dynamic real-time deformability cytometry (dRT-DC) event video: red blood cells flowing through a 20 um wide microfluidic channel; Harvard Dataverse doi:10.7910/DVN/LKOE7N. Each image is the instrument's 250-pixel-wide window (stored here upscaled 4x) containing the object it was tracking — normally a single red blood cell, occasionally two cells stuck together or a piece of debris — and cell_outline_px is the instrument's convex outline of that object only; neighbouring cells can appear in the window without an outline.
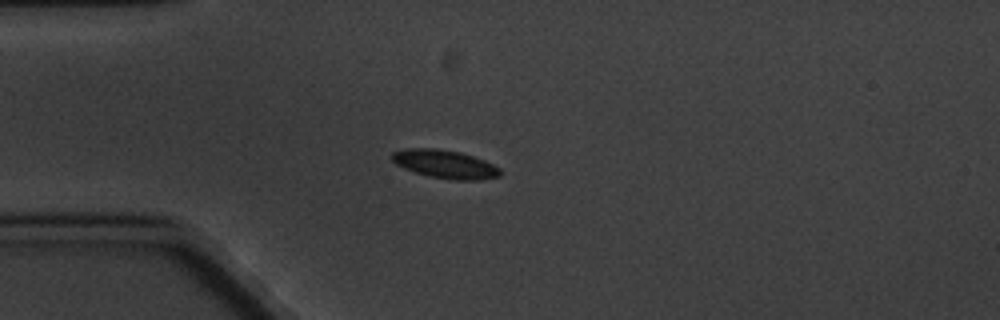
{"species": "common noctule bat (a hibernating species)", "species_latin": "Nyctalus noctula", "temperature_condition": "cold", "stored_images_in_passage": 7, "camera_frame_rate_fps": 3000, "um_per_image_px": 0.085, "animal": {"sex": "male", "body_mass_g": 20.1, "forearm_length_mm": 53.5}, "frame": {"image": 1, "passage_image": 4, "time_ms": 4.333, "image_size_px": [1000, 320], "cell_outline_px": [[500, 176], [480, 180], [456, 180], [432, 176], [416, 172], [404, 168], [396, 164], [392, 160], [392, 152], [408, 148], [436, 148], [460, 152], [484, 160], [500, 168]], "centroid_in_image_um": [37.83, 13.94], "position_along_channel_um": 47.2, "area_um2": 17.63}}